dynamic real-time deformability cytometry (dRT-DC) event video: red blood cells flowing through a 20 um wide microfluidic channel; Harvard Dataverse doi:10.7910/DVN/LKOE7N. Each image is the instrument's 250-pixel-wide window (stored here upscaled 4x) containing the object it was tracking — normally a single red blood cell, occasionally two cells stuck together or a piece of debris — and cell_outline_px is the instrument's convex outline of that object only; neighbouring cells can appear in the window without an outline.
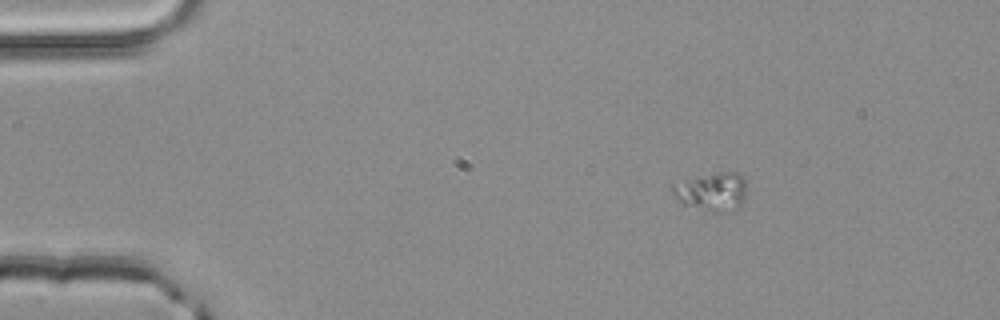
{"species": "common noctule bat (a hibernating species)", "species_latin": "Nyctalus noctula", "temperature_condition": "room temperature", "stored_images_in_passage": 3, "camera_frame_rate_fps": 3000, "um_per_image_px": 0.085, "animal": {"sex": "male", "body_mass_g": 20.4}, "frame": {"image": 1, "passage_image": 1, "time_ms": 0.0, "image_size_px": [1000, 320], "cell_outline_px": [[744, 200], [736, 212], [704, 212], [680, 204], [672, 196], [672, 184], [684, 180], [720, 172], [736, 172], [744, 176]], "centroid_in_image_um": [60.48, 16.35], "position_along_channel_um": 24.5, "area_um2": 17.05}}